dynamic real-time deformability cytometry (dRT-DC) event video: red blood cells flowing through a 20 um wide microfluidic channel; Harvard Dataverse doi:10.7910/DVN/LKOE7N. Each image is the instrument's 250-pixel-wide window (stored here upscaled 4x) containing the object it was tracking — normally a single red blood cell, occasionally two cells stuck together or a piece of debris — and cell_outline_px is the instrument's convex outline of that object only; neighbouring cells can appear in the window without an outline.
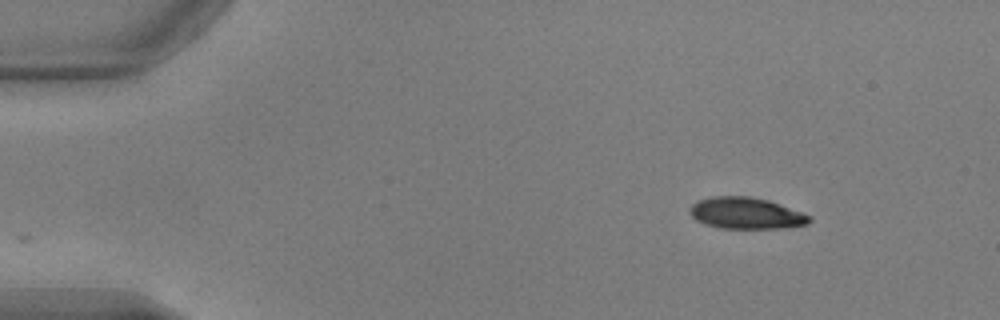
{"species": "common noctule bat (a hibernating species)", "species_latin": "Nyctalus noctula", "temperature_condition": "warm", "stored_images_in_passage": 48, "camera_frame_rate_fps": 3000, "um_per_image_px": 0.085, "animal": {"sex": "male", "body_mass_g": 17.9, "forearm_length_mm": 54.2}, "frame": {"image": 1, "passage_image": 1, "time_ms": 0.0, "image_size_px": [1000, 320], "cell_outline_px": [[812, 220], [808, 224], [784, 228], [720, 228], [704, 224], [696, 220], [688, 212], [688, 208], [692, 204], [700, 200], [712, 196], [748, 196], [768, 200], [812, 216]], "centroid_in_image_um": [63.4, 18.13], "position_along_channel_um": 21.6, "area_um2": 21.96}}
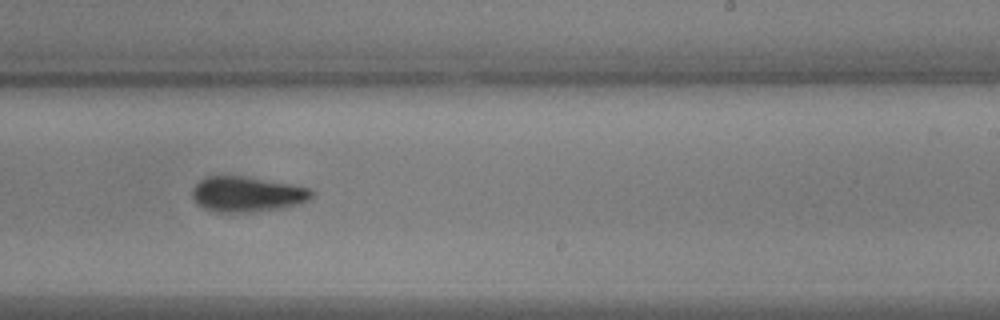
{"frame": {"image": 2, "passage_image": 27, "time_ms": 8.667, "image_size_px": [1000, 320], "cell_outline_px": [[316, 192], [308, 200], [296, 204], [280, 208], [256, 212], [216, 212], [204, 208], [196, 204], [192, 196], [192, 188], [200, 180], [208, 176], [244, 176], [292, 184], [312, 188]], "centroid_in_image_um": [21.0, 16.5], "position_along_channel_um": 268.0, "area_um2": 24.74}}
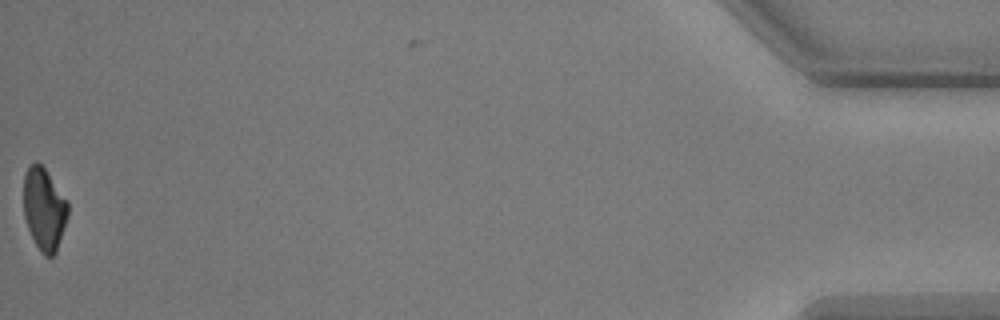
{"frame": {"image": 3, "passage_image": 47, "time_ms": 15.333, "image_size_px": [1000, 320], "cell_outline_px": [[68, 216], [56, 252], [52, 256], [44, 256], [40, 252], [28, 228], [24, 216], [24, 176], [28, 168], [36, 160], [44, 168], [68, 200]], "centroid_in_image_um": [3.76, 17.77], "position_along_channel_um": 431.4, "area_um2": 21.15}, "authors_computed_cell_mechanics": {"area_um2": 23.8714, "velocity_mm_per_s": 3.8512, "shape_relaxation_time_tau1_ms": 2.8511, "shape_relaxation_time_tau2_ms": 4.5518, "deformation_change_tau1": 0.1392, "deformation_change_tau2": 0.0859}}